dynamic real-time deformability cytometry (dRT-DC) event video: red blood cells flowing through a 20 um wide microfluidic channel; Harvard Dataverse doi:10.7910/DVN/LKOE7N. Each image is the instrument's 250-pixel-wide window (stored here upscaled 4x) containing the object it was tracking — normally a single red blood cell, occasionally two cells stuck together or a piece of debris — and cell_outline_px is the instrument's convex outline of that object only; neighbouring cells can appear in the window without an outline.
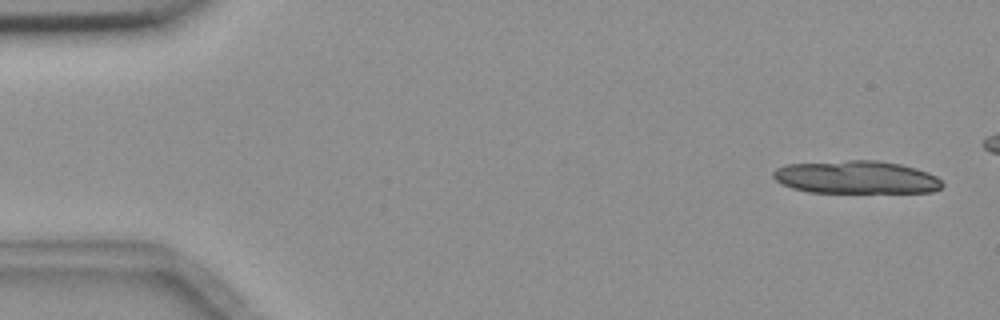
{"species": "common noctule bat (a hibernating species)", "species_latin": "Nyctalus noctula", "temperature_condition": "room temperature", "stored_images_in_passage": 6, "camera_frame_rate_fps": 3000, "um_per_image_px": 0.085, "animal": {"sex": "female", "body_mass_g": 18.4}, "frame": {"image": 1, "passage_image": 1, "time_ms": 0.0, "image_size_px": [1000, 320], "cell_outline_px": [[944, 184], [940, 188], [932, 192], [808, 192], [792, 188], [780, 184], [772, 176], [772, 172], [776, 168], [784, 164], [848, 160], [876, 160], [900, 164], [916, 168], [928, 172], [936, 176]], "centroid_in_image_um": [72.74, 15.06], "position_along_channel_um": 12.3, "area_um2": 32.6}}